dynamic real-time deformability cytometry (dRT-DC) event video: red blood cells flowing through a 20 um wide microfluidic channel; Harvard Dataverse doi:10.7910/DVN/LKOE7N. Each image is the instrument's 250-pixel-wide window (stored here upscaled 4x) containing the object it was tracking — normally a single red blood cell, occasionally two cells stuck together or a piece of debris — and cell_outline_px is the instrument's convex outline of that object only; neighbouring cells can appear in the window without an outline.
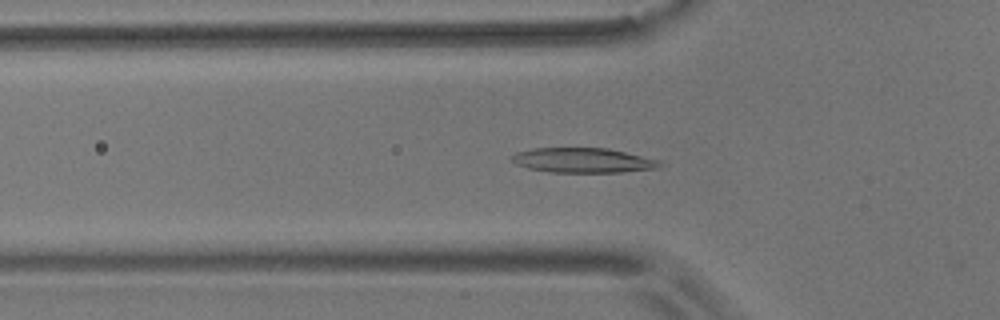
{"species": "common noctule bat (a hibernating species)", "species_latin": "Nyctalus noctula", "temperature_condition": "room temperature", "stored_images_in_passage": 55, "camera_frame_rate_fps": 3000, "um_per_image_px": 0.085, "animal": {"sex": "male", "body_mass_g": 17.9}, "frame": {"image": 1, "passage_image": 18, "time_ms": 5.667, "image_size_px": [1000, 320], "cell_outline_px": [[664, 164], [660, 168], [620, 172], [548, 172], [528, 168], [516, 164], [508, 160], [508, 156], [516, 152], [532, 148], [608, 148], [660, 160]], "centroid_in_image_um": [49.52, 13.62], "position_along_channel_um": 76.3, "area_um2": 21.68}}
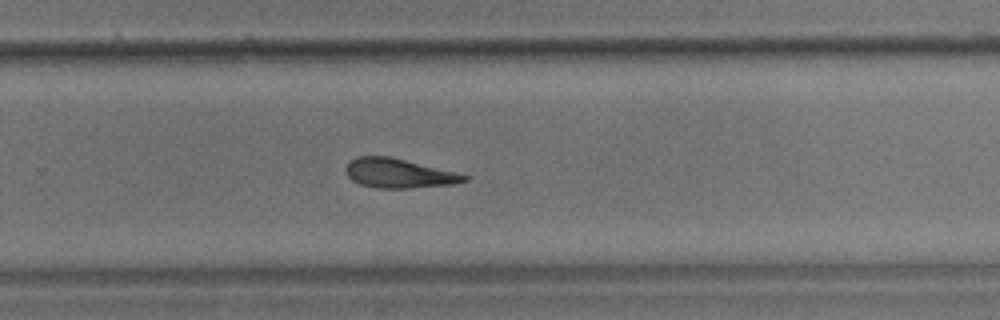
{"frame": {"image": 2, "passage_image": 36, "time_ms": 11.667, "image_size_px": [1000, 320], "cell_outline_px": [[468, 180], [452, 184], [408, 188], [376, 188], [360, 184], [352, 180], [348, 176], [344, 168], [356, 156], [388, 156], [456, 172], [468, 176]], "centroid_in_image_um": [33.86, 14.73], "position_along_channel_um": 295.9, "area_um2": 20.0}}
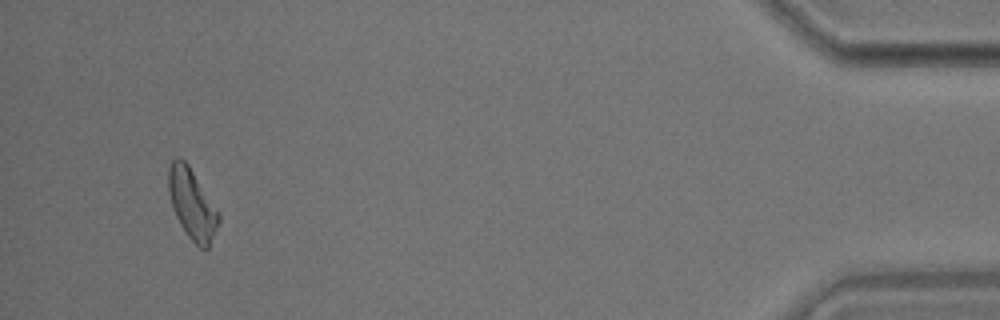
{"frame": {"image": 3, "passage_image": 52, "time_ms": 17.0, "image_size_px": [1000, 320], "cell_outline_px": [[220, 220], [208, 248], [200, 248], [188, 236], [180, 224], [172, 208], [168, 192], [168, 168], [172, 160], [176, 156], [180, 156], [188, 164], [220, 212]], "centroid_in_image_um": [16.32, 17.3], "position_along_channel_um": 418.9, "area_um2": 20.63}, "authors_computed_cell_mechanics": {"area_um2": 20.8658, "velocity_mm_per_s": 3.6578, "shape_relaxation_time_tau1_ms": 5.3078, "shape_relaxation_time_tau2_ms": 4.0014, "deformation_change_tau1": 0.151, "deformation_change_tau2": 0.132}}